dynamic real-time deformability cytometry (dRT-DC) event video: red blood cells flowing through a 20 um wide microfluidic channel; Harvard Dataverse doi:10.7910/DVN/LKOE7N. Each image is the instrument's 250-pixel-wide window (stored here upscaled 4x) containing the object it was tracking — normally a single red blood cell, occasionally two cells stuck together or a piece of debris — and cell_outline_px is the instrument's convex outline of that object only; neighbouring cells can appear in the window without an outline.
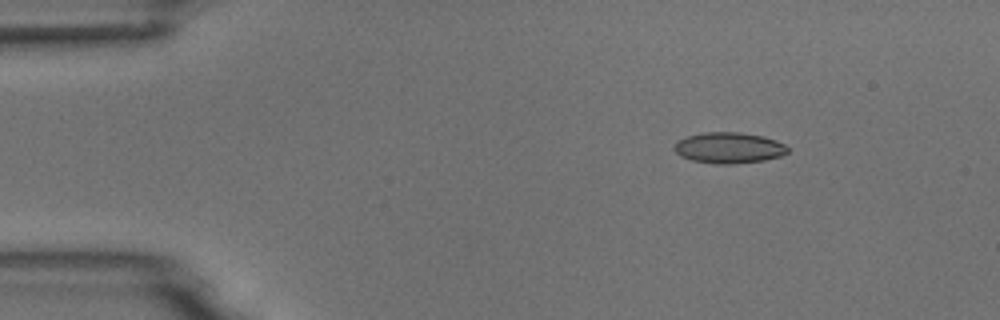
{"species": "common noctule bat (a hibernating species)", "species_latin": "Nyctalus noctula", "temperature_condition": "room temperature", "stored_images_in_passage": 47, "camera_frame_rate_fps": 3000, "um_per_image_px": 0.085, "animal": {"sex": "male", "body_mass_g": 18.8}, "frame": {"image": 1, "passage_image": 1, "time_ms": 0.0, "image_size_px": [1000, 320], "cell_outline_px": [[788, 152], [780, 156], [764, 160], [732, 164], [716, 164], [692, 160], [680, 156], [672, 148], [680, 140], [688, 136], [704, 132], [740, 132], [764, 136], [776, 140], [784, 144], [788, 148]], "centroid_in_image_um": [61.97, 12.56], "position_along_channel_um": 23.0, "area_um2": 20.4}}
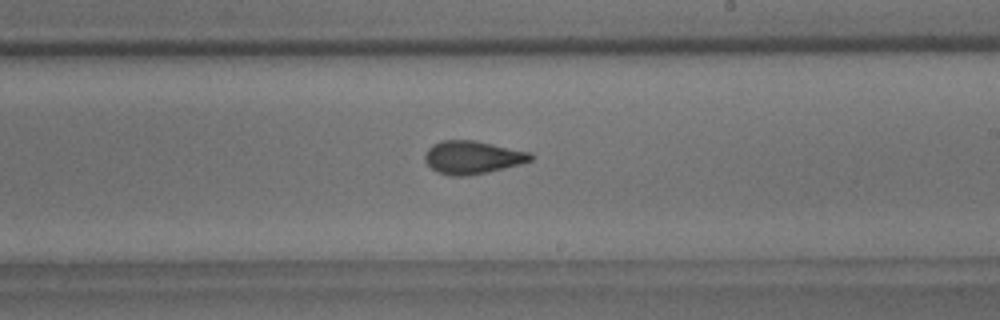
{"frame": {"image": 2, "passage_image": 25, "time_ms": 8.0, "image_size_px": [1000, 320], "cell_outline_px": [[532, 160], [520, 164], [488, 172], [464, 176], [452, 176], [436, 172], [424, 160], [424, 156], [428, 148], [432, 144], [440, 140], [476, 140], [532, 152]], "centroid_in_image_um": [40.15, 13.36], "position_along_channel_um": 248.8, "area_um2": 20.52}}
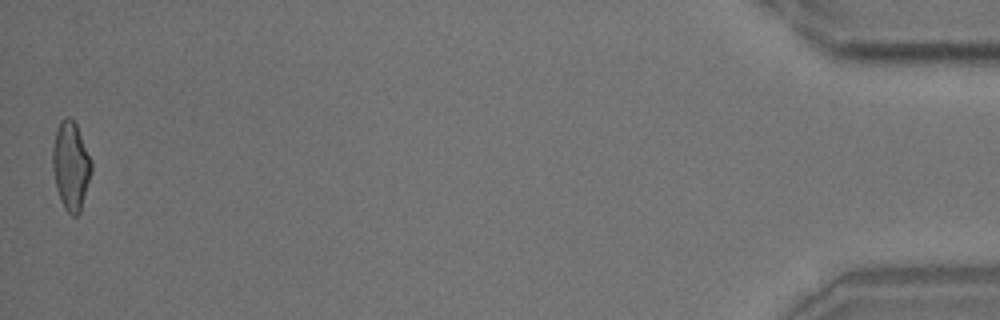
{"frame": {"image": 3, "passage_image": 47, "time_ms": 15.333, "image_size_px": [1000, 320], "cell_outline_px": [[92, 172], [80, 212], [76, 216], [72, 216], [64, 208], [60, 200], [56, 188], [52, 168], [52, 148], [56, 132], [60, 120], [64, 116], [68, 116], [76, 124], [92, 160]], "centroid_in_image_um": [6.02, 14.1], "position_along_channel_um": 429.2, "area_um2": 20.17}, "authors_computed_cell_mechanics": {"area_um2": 20.1722, "velocity_mm_per_s": 3.7369, "shape_relaxation_time_tau1_ms": 7.6123, "shape_relaxation_time_tau2_ms": 1.4591, "deformation_change_tau1": 0.2014, "deformation_change_tau2": 0.0874}}